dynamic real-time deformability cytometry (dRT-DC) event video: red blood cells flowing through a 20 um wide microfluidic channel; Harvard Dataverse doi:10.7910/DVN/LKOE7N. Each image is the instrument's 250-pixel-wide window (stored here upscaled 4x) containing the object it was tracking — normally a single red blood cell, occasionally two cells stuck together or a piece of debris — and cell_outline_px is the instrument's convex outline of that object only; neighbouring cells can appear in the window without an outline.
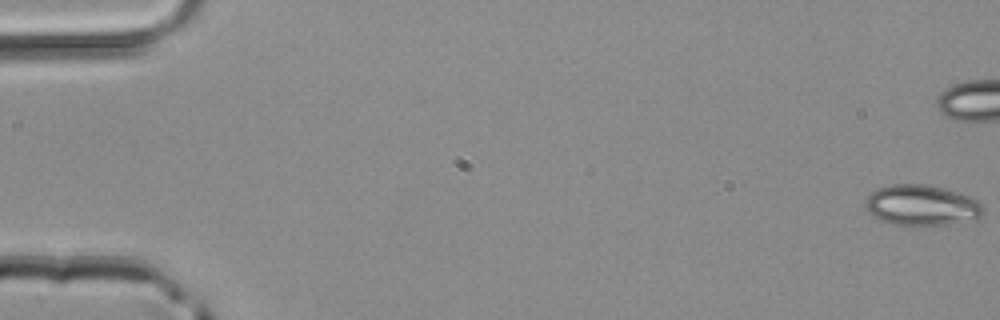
{"species": "common noctule bat (a hibernating species)", "species_latin": "Nyctalus noctula", "temperature_condition": "room temperature", "stored_images_in_passage": 7, "camera_frame_rate_fps": 3000, "um_per_image_px": 0.085, "animal": {"sex": "male", "body_mass_g": 20.4}, "frame": {"image": 1, "passage_image": 1, "time_ms": 0.0, "image_size_px": [1000, 320], "cell_outline_px": [[984, 212], [976, 220], [952, 224], [912, 228], [892, 224], [880, 220], [868, 212], [864, 204], [868, 196], [876, 188], [892, 184], [924, 184], [960, 192], [972, 196], [980, 200], [984, 208]], "centroid_in_image_um": [78.38, 17.49], "position_along_channel_um": 6.6, "area_um2": 28.96}}
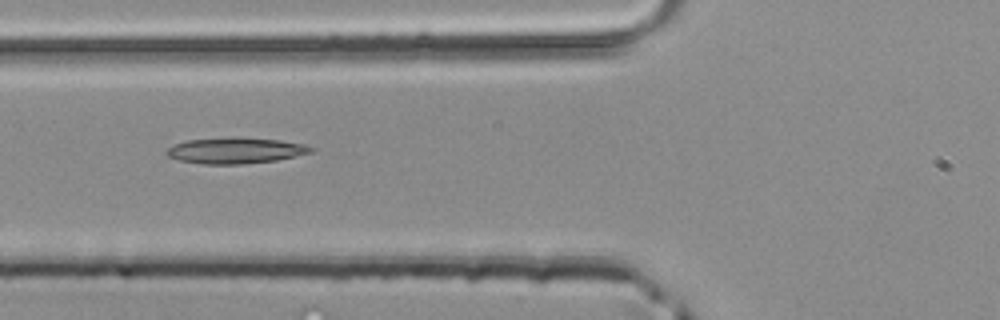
{"frame": {"image": 2, "passage_image": 7, "time_ms": 2.0, "image_size_px": [1000, 320], "cell_outline_px": [[316, 148], [312, 152], [296, 156], [276, 160], [240, 164], [204, 164], [180, 160], [168, 156], [164, 152], [172, 144], [188, 140], [232, 136], [236, 136], [280, 140], [304, 144]], "centroid_in_image_um": [20.01, 12.77], "position_along_channel_um": 105.8, "area_um2": 22.08}}